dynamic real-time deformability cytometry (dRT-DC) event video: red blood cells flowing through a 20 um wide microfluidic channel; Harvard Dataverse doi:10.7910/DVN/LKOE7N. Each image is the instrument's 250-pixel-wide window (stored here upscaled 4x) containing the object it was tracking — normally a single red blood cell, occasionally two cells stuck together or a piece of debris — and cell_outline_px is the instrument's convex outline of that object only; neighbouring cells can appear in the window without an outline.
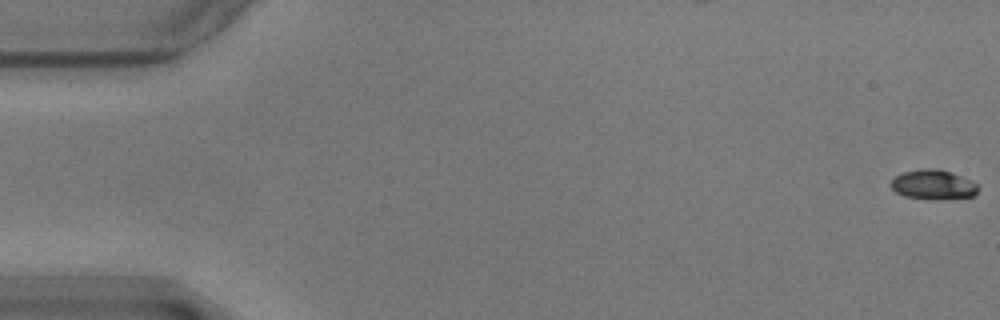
{"species": "common noctule bat (a hibernating species)", "species_latin": "Nyctalus noctula", "temperature_condition": "warm", "stored_images_in_passage": 57, "camera_frame_rate_fps": 3000, "um_per_image_px": 0.085, "animal": {"sex": "male", "body_mass_g": 17.9}, "frame": {"image": 1, "passage_image": 1, "time_ms": 0.0, "image_size_px": [1000, 320], "cell_outline_px": [[980, 188], [976, 196], [936, 200], [904, 196], [896, 192], [888, 184], [896, 176], [904, 172], [924, 168], [940, 168], [972, 180]], "centroid_in_image_um": [79.36, 15.7], "position_along_channel_um": 5.6, "area_um2": 15.32}}
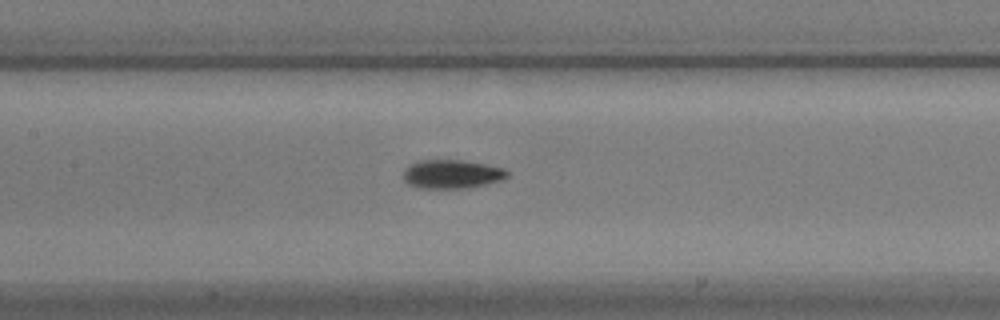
{"frame": {"image": 2, "passage_image": 27, "time_ms": 8.667, "image_size_px": [1000, 320], "cell_outline_px": [[508, 176], [500, 180], [484, 184], [460, 188], [420, 188], [408, 184], [404, 180], [404, 168], [408, 164], [420, 160], [460, 160], [484, 164], [504, 168], [508, 172]], "centroid_in_image_um": [38.35, 14.79], "position_along_channel_um": 169.0, "area_um2": 17.22}}
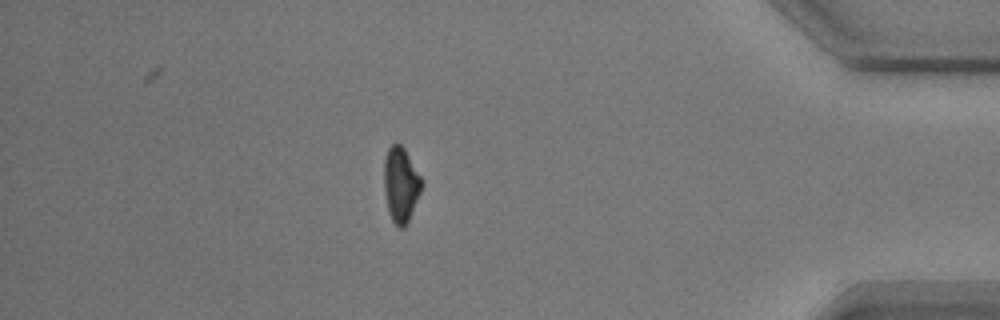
{"frame": {"image": 3, "passage_image": 50, "time_ms": 16.333, "image_size_px": [1000, 320], "cell_outline_px": [[424, 184], [408, 220], [404, 228], [400, 228], [392, 220], [388, 212], [384, 188], [384, 160], [388, 148], [392, 144], [400, 144], [404, 148], [424, 180]], "centroid_in_image_um": [34.08, 15.67], "position_along_channel_um": 401.1, "area_um2": 16.47}, "authors_computed_cell_mechanics": {"area_um2": 16.6464, "velocity_mm_per_s": 3.5649, "shape_relaxation_time_tau1_ms": 3.2379, "shape_relaxation_time_tau2_ms": 2.941, "deformation_change_tau1": 0.1395, "deformation_change_tau2": 0.0755}}